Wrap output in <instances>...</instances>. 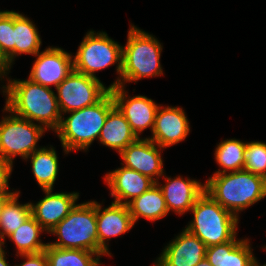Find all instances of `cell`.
I'll list each match as a JSON object with an SVG mask.
<instances>
[{
    "label": "cell",
    "instance_id": "6da1fadb",
    "mask_svg": "<svg viewBox=\"0 0 266 266\" xmlns=\"http://www.w3.org/2000/svg\"><path fill=\"white\" fill-rule=\"evenodd\" d=\"M3 88L7 95L4 110L31 122L39 121L46 130H57L62 114L57 96L50 87L28 80H9Z\"/></svg>",
    "mask_w": 266,
    "mask_h": 266
},
{
    "label": "cell",
    "instance_id": "7a4b0ae2",
    "mask_svg": "<svg viewBox=\"0 0 266 266\" xmlns=\"http://www.w3.org/2000/svg\"><path fill=\"white\" fill-rule=\"evenodd\" d=\"M204 185L213 200L236 216L266 197V179L244 169L214 174Z\"/></svg>",
    "mask_w": 266,
    "mask_h": 266
},
{
    "label": "cell",
    "instance_id": "3957f363",
    "mask_svg": "<svg viewBox=\"0 0 266 266\" xmlns=\"http://www.w3.org/2000/svg\"><path fill=\"white\" fill-rule=\"evenodd\" d=\"M115 107V102L108 91L96 104L70 112L62 117L57 132L65 153L73 150H88L104 126L108 113Z\"/></svg>",
    "mask_w": 266,
    "mask_h": 266
},
{
    "label": "cell",
    "instance_id": "277c9868",
    "mask_svg": "<svg viewBox=\"0 0 266 266\" xmlns=\"http://www.w3.org/2000/svg\"><path fill=\"white\" fill-rule=\"evenodd\" d=\"M162 46L156 38L134 25L128 31L126 46L122 47V72L109 88L136 82L142 78L162 75L160 55ZM124 81V82H123Z\"/></svg>",
    "mask_w": 266,
    "mask_h": 266
},
{
    "label": "cell",
    "instance_id": "5b68a950",
    "mask_svg": "<svg viewBox=\"0 0 266 266\" xmlns=\"http://www.w3.org/2000/svg\"><path fill=\"white\" fill-rule=\"evenodd\" d=\"M190 211L194 218L185 229L197 236L207 247L235 238L238 216L223 208L206 192L196 200Z\"/></svg>",
    "mask_w": 266,
    "mask_h": 266
},
{
    "label": "cell",
    "instance_id": "8992f818",
    "mask_svg": "<svg viewBox=\"0 0 266 266\" xmlns=\"http://www.w3.org/2000/svg\"><path fill=\"white\" fill-rule=\"evenodd\" d=\"M50 233L58 235V241L47 243L64 249H81L99 254L96 220V201L77 204Z\"/></svg>",
    "mask_w": 266,
    "mask_h": 266
},
{
    "label": "cell",
    "instance_id": "52a82bcc",
    "mask_svg": "<svg viewBox=\"0 0 266 266\" xmlns=\"http://www.w3.org/2000/svg\"><path fill=\"white\" fill-rule=\"evenodd\" d=\"M122 47L107 33L89 31L81 42L73 59L74 70L97 78L95 72L117 63V73L122 72Z\"/></svg>",
    "mask_w": 266,
    "mask_h": 266
},
{
    "label": "cell",
    "instance_id": "ba28073f",
    "mask_svg": "<svg viewBox=\"0 0 266 266\" xmlns=\"http://www.w3.org/2000/svg\"><path fill=\"white\" fill-rule=\"evenodd\" d=\"M45 129L13 113L0 122V159L13 163L14 156L26 159L36 148Z\"/></svg>",
    "mask_w": 266,
    "mask_h": 266
},
{
    "label": "cell",
    "instance_id": "9c48e42d",
    "mask_svg": "<svg viewBox=\"0 0 266 266\" xmlns=\"http://www.w3.org/2000/svg\"><path fill=\"white\" fill-rule=\"evenodd\" d=\"M109 89L98 78L73 70L56 87L60 112L68 113L96 104Z\"/></svg>",
    "mask_w": 266,
    "mask_h": 266
},
{
    "label": "cell",
    "instance_id": "30bf717a",
    "mask_svg": "<svg viewBox=\"0 0 266 266\" xmlns=\"http://www.w3.org/2000/svg\"><path fill=\"white\" fill-rule=\"evenodd\" d=\"M29 78L46 87H57L74 70L72 55L61 48L49 47L38 52Z\"/></svg>",
    "mask_w": 266,
    "mask_h": 266
},
{
    "label": "cell",
    "instance_id": "8fae6325",
    "mask_svg": "<svg viewBox=\"0 0 266 266\" xmlns=\"http://www.w3.org/2000/svg\"><path fill=\"white\" fill-rule=\"evenodd\" d=\"M109 91L113 96L115 106L124 115L138 138L139 134L148 127H151L153 131L159 106L152 99L142 95L129 96L127 99L124 86L121 85L112 87Z\"/></svg>",
    "mask_w": 266,
    "mask_h": 266
},
{
    "label": "cell",
    "instance_id": "7c38bea8",
    "mask_svg": "<svg viewBox=\"0 0 266 266\" xmlns=\"http://www.w3.org/2000/svg\"><path fill=\"white\" fill-rule=\"evenodd\" d=\"M157 148L162 149L149 138L139 137L120 153L124 167L135 170L157 183L158 177L163 175V161ZM155 175L158 176L156 179L153 178Z\"/></svg>",
    "mask_w": 266,
    "mask_h": 266
},
{
    "label": "cell",
    "instance_id": "4fadbf2b",
    "mask_svg": "<svg viewBox=\"0 0 266 266\" xmlns=\"http://www.w3.org/2000/svg\"><path fill=\"white\" fill-rule=\"evenodd\" d=\"M207 246L184 229L156 260L155 266H196L205 258Z\"/></svg>",
    "mask_w": 266,
    "mask_h": 266
},
{
    "label": "cell",
    "instance_id": "5bb4252c",
    "mask_svg": "<svg viewBox=\"0 0 266 266\" xmlns=\"http://www.w3.org/2000/svg\"><path fill=\"white\" fill-rule=\"evenodd\" d=\"M189 131V122L182 108L159 106L155 116L153 136L149 139L161 148H166L183 141Z\"/></svg>",
    "mask_w": 266,
    "mask_h": 266
},
{
    "label": "cell",
    "instance_id": "9a60e30c",
    "mask_svg": "<svg viewBox=\"0 0 266 266\" xmlns=\"http://www.w3.org/2000/svg\"><path fill=\"white\" fill-rule=\"evenodd\" d=\"M101 211V205L96 202L99 255H111L105 241L126 233L133 227L134 222L127 205L112 202L108 208Z\"/></svg>",
    "mask_w": 266,
    "mask_h": 266
},
{
    "label": "cell",
    "instance_id": "2e32d148",
    "mask_svg": "<svg viewBox=\"0 0 266 266\" xmlns=\"http://www.w3.org/2000/svg\"><path fill=\"white\" fill-rule=\"evenodd\" d=\"M43 191L46 196L36 204L31 203V212L37 223L50 232L75 207L79 193H52V189Z\"/></svg>",
    "mask_w": 266,
    "mask_h": 266
},
{
    "label": "cell",
    "instance_id": "e0dca14e",
    "mask_svg": "<svg viewBox=\"0 0 266 266\" xmlns=\"http://www.w3.org/2000/svg\"><path fill=\"white\" fill-rule=\"evenodd\" d=\"M104 179L111 188V196L115 197L114 202L124 205L141 196L155 184L149 177L124 166L107 173Z\"/></svg>",
    "mask_w": 266,
    "mask_h": 266
},
{
    "label": "cell",
    "instance_id": "ac0fdd59",
    "mask_svg": "<svg viewBox=\"0 0 266 266\" xmlns=\"http://www.w3.org/2000/svg\"><path fill=\"white\" fill-rule=\"evenodd\" d=\"M163 186H159L168 211L173 210L179 215L191 210L196 200L205 192V185L196 180H187L178 176L166 179Z\"/></svg>",
    "mask_w": 266,
    "mask_h": 266
},
{
    "label": "cell",
    "instance_id": "d6986e66",
    "mask_svg": "<svg viewBox=\"0 0 266 266\" xmlns=\"http://www.w3.org/2000/svg\"><path fill=\"white\" fill-rule=\"evenodd\" d=\"M205 258L212 266H251L256 259L249 241L236 240V237L229 242L208 246Z\"/></svg>",
    "mask_w": 266,
    "mask_h": 266
},
{
    "label": "cell",
    "instance_id": "ffe728a7",
    "mask_svg": "<svg viewBox=\"0 0 266 266\" xmlns=\"http://www.w3.org/2000/svg\"><path fill=\"white\" fill-rule=\"evenodd\" d=\"M138 137L133 132L124 115L115 106L105 120L99 135L101 144L113 148L119 154Z\"/></svg>",
    "mask_w": 266,
    "mask_h": 266
},
{
    "label": "cell",
    "instance_id": "44dd1931",
    "mask_svg": "<svg viewBox=\"0 0 266 266\" xmlns=\"http://www.w3.org/2000/svg\"><path fill=\"white\" fill-rule=\"evenodd\" d=\"M127 206L134 223L139 217L155 221L169 213L159 182L155 183L141 196L133 199Z\"/></svg>",
    "mask_w": 266,
    "mask_h": 266
},
{
    "label": "cell",
    "instance_id": "7402d4cb",
    "mask_svg": "<svg viewBox=\"0 0 266 266\" xmlns=\"http://www.w3.org/2000/svg\"><path fill=\"white\" fill-rule=\"evenodd\" d=\"M41 46V38L31 20L14 11L13 59L22 53L36 55Z\"/></svg>",
    "mask_w": 266,
    "mask_h": 266
},
{
    "label": "cell",
    "instance_id": "603a6c76",
    "mask_svg": "<svg viewBox=\"0 0 266 266\" xmlns=\"http://www.w3.org/2000/svg\"><path fill=\"white\" fill-rule=\"evenodd\" d=\"M31 158L32 171L43 190L52 189L58 174V157L54 148H38L26 159Z\"/></svg>",
    "mask_w": 266,
    "mask_h": 266
},
{
    "label": "cell",
    "instance_id": "cb8c5ba5",
    "mask_svg": "<svg viewBox=\"0 0 266 266\" xmlns=\"http://www.w3.org/2000/svg\"><path fill=\"white\" fill-rule=\"evenodd\" d=\"M44 251L48 266H99L100 264V255L92 251L64 249L49 244Z\"/></svg>",
    "mask_w": 266,
    "mask_h": 266
},
{
    "label": "cell",
    "instance_id": "d4e9b609",
    "mask_svg": "<svg viewBox=\"0 0 266 266\" xmlns=\"http://www.w3.org/2000/svg\"><path fill=\"white\" fill-rule=\"evenodd\" d=\"M44 231L40 224L31 215L15 232L8 236L17 246V254H36L43 252L47 244L39 239Z\"/></svg>",
    "mask_w": 266,
    "mask_h": 266
},
{
    "label": "cell",
    "instance_id": "484cf974",
    "mask_svg": "<svg viewBox=\"0 0 266 266\" xmlns=\"http://www.w3.org/2000/svg\"><path fill=\"white\" fill-rule=\"evenodd\" d=\"M19 193L12 196L4 205L0 215V244L4 245L5 236L11 235L32 215L31 203L19 204ZM2 230V231H1Z\"/></svg>",
    "mask_w": 266,
    "mask_h": 266
},
{
    "label": "cell",
    "instance_id": "4316f807",
    "mask_svg": "<svg viewBox=\"0 0 266 266\" xmlns=\"http://www.w3.org/2000/svg\"><path fill=\"white\" fill-rule=\"evenodd\" d=\"M215 150V159L217 164L223 168L214 174L235 172L244 169L246 143L236 140L227 139L221 141Z\"/></svg>",
    "mask_w": 266,
    "mask_h": 266
},
{
    "label": "cell",
    "instance_id": "83f0119b",
    "mask_svg": "<svg viewBox=\"0 0 266 266\" xmlns=\"http://www.w3.org/2000/svg\"><path fill=\"white\" fill-rule=\"evenodd\" d=\"M14 11H0V55L9 67L13 60Z\"/></svg>",
    "mask_w": 266,
    "mask_h": 266
},
{
    "label": "cell",
    "instance_id": "f1b7e54d",
    "mask_svg": "<svg viewBox=\"0 0 266 266\" xmlns=\"http://www.w3.org/2000/svg\"><path fill=\"white\" fill-rule=\"evenodd\" d=\"M244 170L266 179V143H246Z\"/></svg>",
    "mask_w": 266,
    "mask_h": 266
},
{
    "label": "cell",
    "instance_id": "f546056e",
    "mask_svg": "<svg viewBox=\"0 0 266 266\" xmlns=\"http://www.w3.org/2000/svg\"><path fill=\"white\" fill-rule=\"evenodd\" d=\"M13 163L0 159V196H14L18 192H8V178L12 172Z\"/></svg>",
    "mask_w": 266,
    "mask_h": 266
},
{
    "label": "cell",
    "instance_id": "4dcf8cb0",
    "mask_svg": "<svg viewBox=\"0 0 266 266\" xmlns=\"http://www.w3.org/2000/svg\"><path fill=\"white\" fill-rule=\"evenodd\" d=\"M20 256L26 258V261L17 266H48L45 251L36 254H20Z\"/></svg>",
    "mask_w": 266,
    "mask_h": 266
},
{
    "label": "cell",
    "instance_id": "1f68e13d",
    "mask_svg": "<svg viewBox=\"0 0 266 266\" xmlns=\"http://www.w3.org/2000/svg\"><path fill=\"white\" fill-rule=\"evenodd\" d=\"M9 66L7 65V63L5 62V59L0 55V78L1 76H5L6 75V71H9Z\"/></svg>",
    "mask_w": 266,
    "mask_h": 266
},
{
    "label": "cell",
    "instance_id": "d6a6232c",
    "mask_svg": "<svg viewBox=\"0 0 266 266\" xmlns=\"http://www.w3.org/2000/svg\"><path fill=\"white\" fill-rule=\"evenodd\" d=\"M2 244H0V266H9V264L6 262L5 258V252L2 248Z\"/></svg>",
    "mask_w": 266,
    "mask_h": 266
},
{
    "label": "cell",
    "instance_id": "836d02e7",
    "mask_svg": "<svg viewBox=\"0 0 266 266\" xmlns=\"http://www.w3.org/2000/svg\"><path fill=\"white\" fill-rule=\"evenodd\" d=\"M12 196H0V215L2 213L3 207L5 203L11 198Z\"/></svg>",
    "mask_w": 266,
    "mask_h": 266
},
{
    "label": "cell",
    "instance_id": "e575fe53",
    "mask_svg": "<svg viewBox=\"0 0 266 266\" xmlns=\"http://www.w3.org/2000/svg\"><path fill=\"white\" fill-rule=\"evenodd\" d=\"M196 266H212V265L210 264V262L206 258H204Z\"/></svg>",
    "mask_w": 266,
    "mask_h": 266
},
{
    "label": "cell",
    "instance_id": "d590c367",
    "mask_svg": "<svg viewBox=\"0 0 266 266\" xmlns=\"http://www.w3.org/2000/svg\"><path fill=\"white\" fill-rule=\"evenodd\" d=\"M251 266H261V265H259V263L255 259ZM263 266H266V264H264Z\"/></svg>",
    "mask_w": 266,
    "mask_h": 266
}]
</instances>
